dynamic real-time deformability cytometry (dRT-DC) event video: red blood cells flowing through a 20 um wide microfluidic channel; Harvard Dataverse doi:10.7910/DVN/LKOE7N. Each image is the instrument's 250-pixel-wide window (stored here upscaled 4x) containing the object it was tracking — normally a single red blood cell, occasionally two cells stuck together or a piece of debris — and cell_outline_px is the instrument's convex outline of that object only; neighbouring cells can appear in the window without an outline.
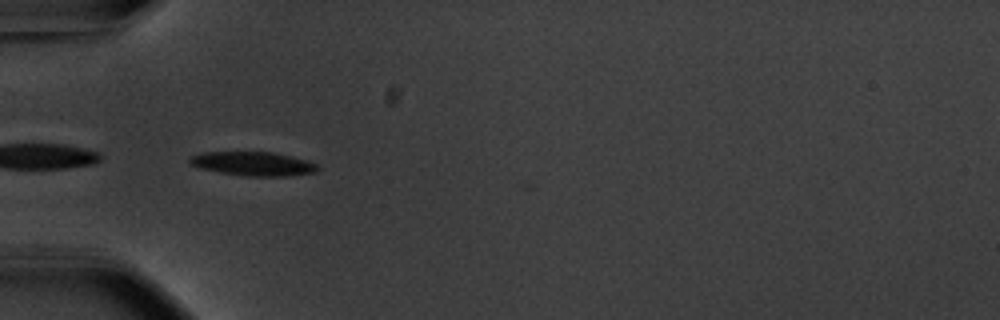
{"species": "common noctule bat (a hibernating species)", "species_latin": "Nyctalus noctula", "temperature_condition": "warm", "stored_images_in_passage": 16, "camera_frame_rate_fps": 3000, "um_per_image_px": 0.085, "animal": {"sex": "male", "body_mass_g": 20.1, "forearm_length_mm": 53.5}, "frame": {"image": 1, "passage_image": 1, "time_ms": 0.0, "image_size_px": [1000, 320], "cell_outline_px": [[320, 168], [316, 172], [288, 176], [244, 176], [220, 172], [200, 168], [192, 164], [188, 160], [192, 156], [204, 152], [272, 152], [292, 156], [308, 160], [316, 164]], "centroid_in_image_um": [21.57, 13.92], "position_along_channel_um": 63.4, "area_um2": 17.8}}